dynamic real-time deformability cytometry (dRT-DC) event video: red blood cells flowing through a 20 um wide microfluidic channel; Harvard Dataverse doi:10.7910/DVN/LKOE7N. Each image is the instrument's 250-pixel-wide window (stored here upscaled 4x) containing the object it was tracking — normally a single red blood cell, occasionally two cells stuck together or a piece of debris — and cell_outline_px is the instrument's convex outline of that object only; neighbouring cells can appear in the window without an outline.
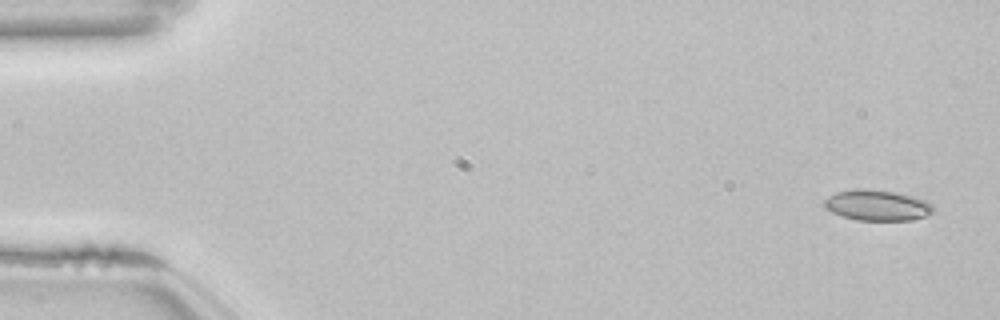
{"species": "common noctule bat (a hibernating species)", "species_latin": "Nyctalus noctula", "temperature_condition": "room temperature", "stored_images_in_passage": 15, "camera_frame_rate_fps": 3000, "um_per_image_px": 0.085, "animal": {"sex": "female", "body_mass_g": 22.7, "forearm_length_mm": 54.2}, "frame": {"image": 1, "passage_image": 1, "time_ms": 0.0, "image_size_px": [1000, 320], "cell_outline_px": [[936, 208], [932, 212], [924, 216], [912, 220], [856, 220], [832, 212], [824, 208], [824, 200], [828, 196], [836, 192], [856, 188], [868, 188], [896, 192], [928, 200]], "centroid_in_image_um": [74.57, 17.43], "position_along_channel_um": 10.4, "area_um2": 19.71}}
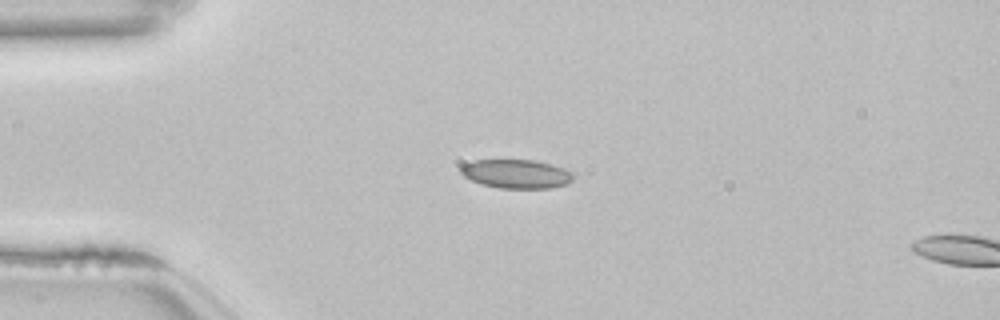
{"frame": {"image": 2, "passage_image": 12, "time_ms": 3.667, "image_size_px": [1000, 320], "cell_outline_px": [[576, 172], [572, 180], [568, 184], [552, 188], [500, 188], [484, 184], [472, 180], [464, 176], [460, 172], [460, 168], [464, 164], [472, 160], [536, 160], [552, 164]], "centroid_in_image_um": [43.95, 14.77], "position_along_channel_um": 41.0, "area_um2": 19.07}}